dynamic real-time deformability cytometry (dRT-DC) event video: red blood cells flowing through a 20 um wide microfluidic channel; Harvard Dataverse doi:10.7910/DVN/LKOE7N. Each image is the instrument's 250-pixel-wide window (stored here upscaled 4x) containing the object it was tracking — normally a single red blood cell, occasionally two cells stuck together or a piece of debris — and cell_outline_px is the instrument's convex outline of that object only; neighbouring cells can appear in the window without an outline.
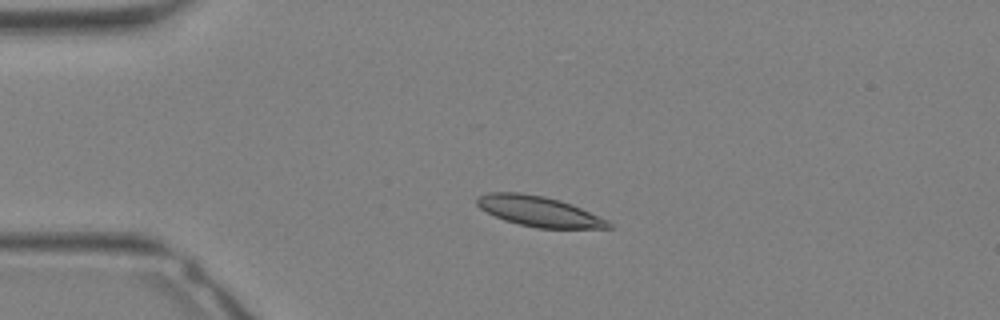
{"species": "Egyptian fruit bat (a non-hibernating species)", "species_latin": "Rousettus aegyptiacus", "temperature_condition": "warm", "stored_images_in_passage": 26, "camera_frame_rate_fps": 3000, "um_per_image_px": 0.085, "animal": {"sex": "female"}, "frame": {"image": 1, "passage_image": 1, "time_ms": 0.0, "image_size_px": [1000, 320], "cell_outline_px": [[612, 228], [536, 228], [504, 220], [480, 208], [476, 204], [476, 196], [488, 192], [520, 192], [544, 196], [560, 200], [572, 204], [608, 220], [612, 224]], "centroid_in_image_um": [45.8, 17.95], "position_along_channel_um": 39.2, "area_um2": 23.24}}
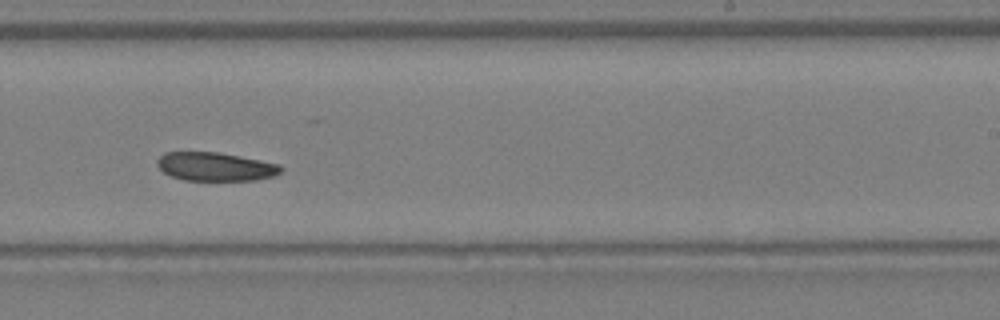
{"frame": {"image": 2, "passage_image": 14, "time_ms": 4.333, "image_size_px": [1000, 320], "cell_outline_px": [[284, 168], [276, 176], [256, 180], [184, 180], [172, 176], [164, 172], [156, 164], [156, 160], [164, 152], [220, 152], [280, 164]], "centroid_in_image_um": [18.33, 14.16], "position_along_channel_um": 270.7, "area_um2": 20.69}}
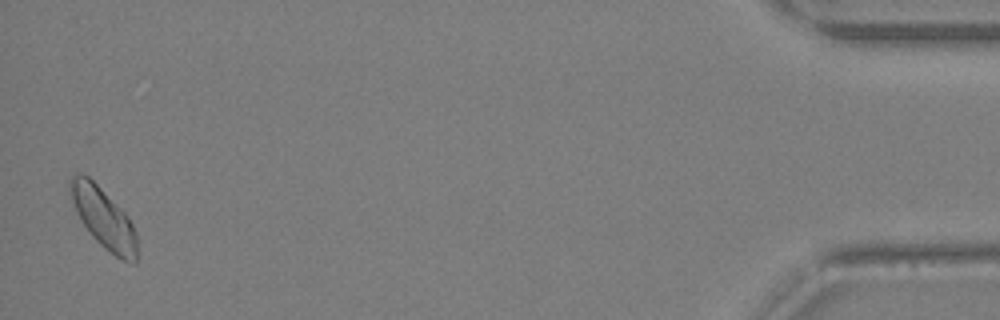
{"frame": {"image": 3, "passage_image": 26, "time_ms": 8.333, "image_size_px": [1000, 320], "cell_outline_px": [[136, 260], [132, 264], [120, 260], [104, 248], [92, 236], [80, 220], [76, 212], [68, 188], [68, 180], [72, 176], [80, 172], [88, 176], [128, 216], [136, 232]], "centroid_in_image_um": [8.78, 18.54], "position_along_channel_um": 426.4, "area_um2": 23.35}}